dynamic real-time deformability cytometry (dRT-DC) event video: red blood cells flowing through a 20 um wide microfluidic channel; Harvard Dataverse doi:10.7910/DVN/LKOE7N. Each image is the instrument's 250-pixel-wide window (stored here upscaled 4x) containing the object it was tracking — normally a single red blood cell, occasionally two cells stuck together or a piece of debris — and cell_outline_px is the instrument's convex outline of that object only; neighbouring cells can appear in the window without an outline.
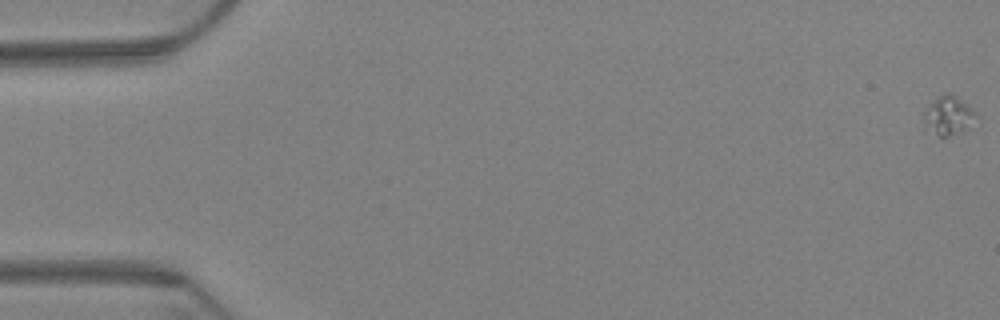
{"species": "Egyptian fruit bat (a non-hibernating species)", "species_latin": "Rousettus aegyptiacus", "temperature_condition": "warm", "stored_images_in_passage": 8, "camera_frame_rate_fps": 3000, "um_per_image_px": 0.085, "animal": {"sex": "female"}, "frame": {"image": 1, "passage_image": 1, "time_ms": 0.0, "image_size_px": [1000, 320], "cell_outline_px": [[972, 112], [968, 128], [948, 136], [940, 136], [924, 128], [924, 112], [940, 96], [948, 92], [956, 96], [968, 104]], "centroid_in_image_um": [80.54, 9.83], "position_along_channel_um": 4.5, "area_um2": 10.98}}